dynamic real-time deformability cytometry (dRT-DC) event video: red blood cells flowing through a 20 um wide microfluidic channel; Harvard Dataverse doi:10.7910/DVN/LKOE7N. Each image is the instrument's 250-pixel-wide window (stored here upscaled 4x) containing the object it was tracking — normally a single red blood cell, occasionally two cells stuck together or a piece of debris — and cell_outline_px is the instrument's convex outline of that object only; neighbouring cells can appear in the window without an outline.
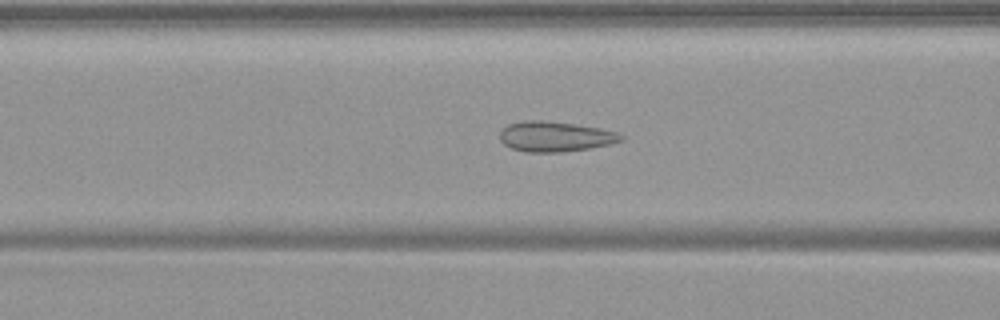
{"species": "common noctule bat (a hibernating species)", "species_latin": "Nyctalus noctula", "temperature_condition": "warm", "stored_images_in_passage": 30, "camera_frame_rate_fps": 3000, "um_per_image_px": 0.085, "animal": {"sex": "female", "body_mass_g": 19.9}, "frame": {"image": 1, "passage_image": 7, "time_ms": 2.0, "image_size_px": [1000, 320], "cell_outline_px": [[624, 140], [612, 144], [588, 148], [560, 152], [528, 152], [512, 148], [504, 144], [500, 140], [500, 132], [508, 124], [524, 120], [544, 120], [600, 128], [616, 132], [624, 136]], "centroid_in_image_um": [47.19, 11.6], "position_along_channel_um": 119.4, "area_um2": 21.21}}
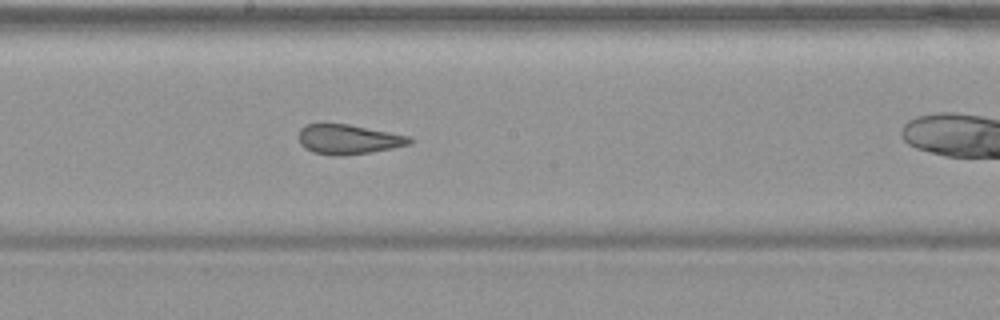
{"frame": {"image": 2, "passage_image": 15, "time_ms": 4.667, "image_size_px": [1000, 320], "cell_outline_px": [[412, 144], [392, 148], [368, 152], [340, 156], [336, 156], [312, 152], [304, 148], [300, 144], [296, 136], [300, 128], [308, 124], [348, 124], [412, 136]], "centroid_in_image_um": [29.59, 11.84], "position_along_channel_um": 218.6, "area_um2": 19.36}}
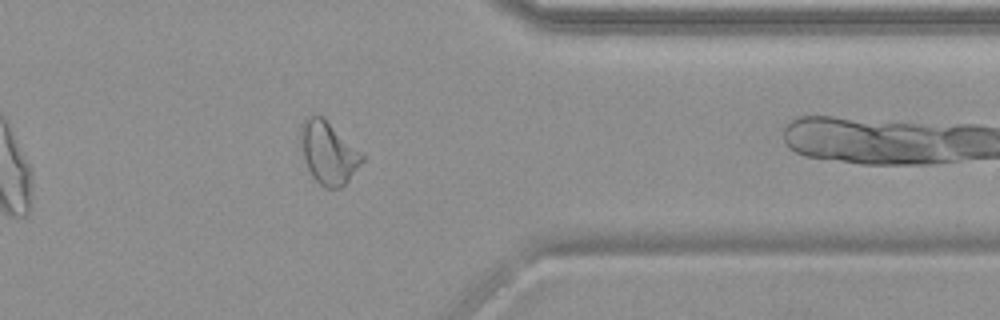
{"frame": {"image": 3, "passage_image": 29, "time_ms": 9.333, "image_size_px": [1000, 320], "cell_outline_px": [[364, 160], [348, 180], [340, 188], [324, 188], [312, 176], [308, 168], [300, 144], [300, 128], [304, 120], [308, 116], [324, 116], [364, 152]], "centroid_in_image_um": [27.94, 12.95], "position_along_channel_um": 383.5, "area_um2": 22.66}}